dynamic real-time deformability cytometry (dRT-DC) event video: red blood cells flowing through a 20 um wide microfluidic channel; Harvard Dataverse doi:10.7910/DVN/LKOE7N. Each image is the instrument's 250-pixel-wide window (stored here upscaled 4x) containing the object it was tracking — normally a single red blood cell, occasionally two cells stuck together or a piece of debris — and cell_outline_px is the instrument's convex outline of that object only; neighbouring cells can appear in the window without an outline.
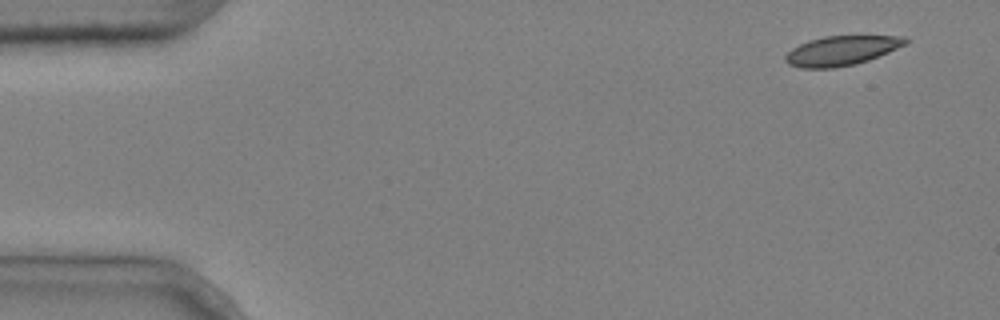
{"species": "common noctule bat (a hibernating species)", "species_latin": "Nyctalus noctula", "temperature_condition": "cold", "stored_images_in_passage": 4, "camera_frame_rate_fps": 3000, "um_per_image_px": 0.085, "animal": {"sex": "male", "body_mass_g": 20.4}, "frame": {"image": 1, "passage_image": 1, "time_ms": 0.0, "image_size_px": [1000, 320], "cell_outline_px": [[908, 44], [868, 60], [856, 64], [832, 68], [800, 68], [788, 64], [784, 60], [784, 56], [792, 48], [808, 40], [824, 36], [908, 36]], "centroid_in_image_um": [71.53, 4.3], "position_along_channel_um": 13.5, "area_um2": 20.75}}
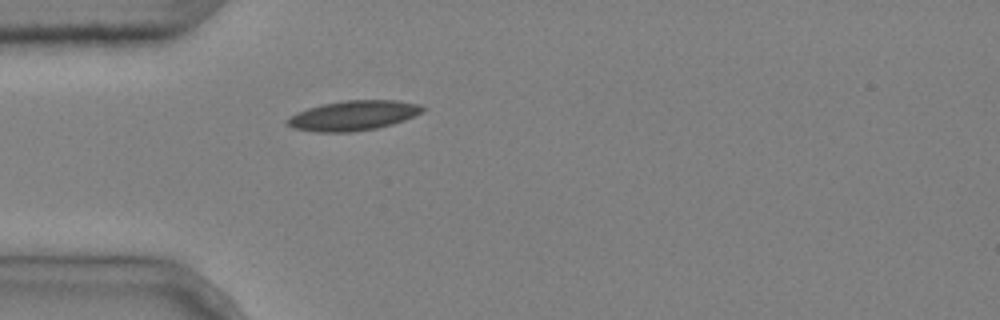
{"frame": {"image": 2, "passage_image": 4, "time_ms": 1.0, "image_size_px": [1000, 320], "cell_outline_px": [[428, 108], [404, 120], [392, 124], [376, 128], [352, 132], [316, 132], [292, 128], [284, 124], [284, 120], [288, 116], [296, 112], [320, 104], [344, 100], [396, 100], [420, 104]], "centroid_in_image_um": [29.96, 9.82], "position_along_channel_um": 55.0, "area_um2": 23.81}}